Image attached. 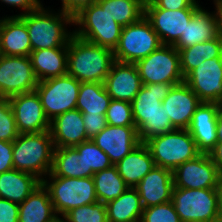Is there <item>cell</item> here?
<instances>
[{
    "label": "cell",
    "mask_w": 222,
    "mask_h": 222,
    "mask_svg": "<svg viewBox=\"0 0 222 222\" xmlns=\"http://www.w3.org/2000/svg\"><path fill=\"white\" fill-rule=\"evenodd\" d=\"M19 17L26 24L32 51L68 47V41L73 35V17L70 14L60 9L56 12L51 7H44L42 3L36 10Z\"/></svg>",
    "instance_id": "1"
},
{
    "label": "cell",
    "mask_w": 222,
    "mask_h": 222,
    "mask_svg": "<svg viewBox=\"0 0 222 222\" xmlns=\"http://www.w3.org/2000/svg\"><path fill=\"white\" fill-rule=\"evenodd\" d=\"M114 62L112 49L93 44L74 34L70 37L67 74L78 81L104 83Z\"/></svg>",
    "instance_id": "2"
},
{
    "label": "cell",
    "mask_w": 222,
    "mask_h": 222,
    "mask_svg": "<svg viewBox=\"0 0 222 222\" xmlns=\"http://www.w3.org/2000/svg\"><path fill=\"white\" fill-rule=\"evenodd\" d=\"M54 149L50 130L21 133L13 141V167L42 181L51 172Z\"/></svg>",
    "instance_id": "3"
},
{
    "label": "cell",
    "mask_w": 222,
    "mask_h": 222,
    "mask_svg": "<svg viewBox=\"0 0 222 222\" xmlns=\"http://www.w3.org/2000/svg\"><path fill=\"white\" fill-rule=\"evenodd\" d=\"M73 26L75 36L112 50L118 45L123 28L108 14L106 6H100L97 2L74 15Z\"/></svg>",
    "instance_id": "4"
},
{
    "label": "cell",
    "mask_w": 222,
    "mask_h": 222,
    "mask_svg": "<svg viewBox=\"0 0 222 222\" xmlns=\"http://www.w3.org/2000/svg\"><path fill=\"white\" fill-rule=\"evenodd\" d=\"M42 184L48 190L58 216H64L74 208L98 202L92 177L46 176Z\"/></svg>",
    "instance_id": "5"
},
{
    "label": "cell",
    "mask_w": 222,
    "mask_h": 222,
    "mask_svg": "<svg viewBox=\"0 0 222 222\" xmlns=\"http://www.w3.org/2000/svg\"><path fill=\"white\" fill-rule=\"evenodd\" d=\"M144 144L148 147L155 166L171 171L201 154L188 129H175L153 137Z\"/></svg>",
    "instance_id": "6"
},
{
    "label": "cell",
    "mask_w": 222,
    "mask_h": 222,
    "mask_svg": "<svg viewBox=\"0 0 222 222\" xmlns=\"http://www.w3.org/2000/svg\"><path fill=\"white\" fill-rule=\"evenodd\" d=\"M171 201L181 222H213L221 218L217 189L173 187Z\"/></svg>",
    "instance_id": "7"
},
{
    "label": "cell",
    "mask_w": 222,
    "mask_h": 222,
    "mask_svg": "<svg viewBox=\"0 0 222 222\" xmlns=\"http://www.w3.org/2000/svg\"><path fill=\"white\" fill-rule=\"evenodd\" d=\"M162 45L158 34L145 15L135 23L124 26L118 45L113 50L115 61L135 64Z\"/></svg>",
    "instance_id": "8"
},
{
    "label": "cell",
    "mask_w": 222,
    "mask_h": 222,
    "mask_svg": "<svg viewBox=\"0 0 222 222\" xmlns=\"http://www.w3.org/2000/svg\"><path fill=\"white\" fill-rule=\"evenodd\" d=\"M142 84L184 82L180 69V54L173 45H161L144 59L135 63Z\"/></svg>",
    "instance_id": "9"
},
{
    "label": "cell",
    "mask_w": 222,
    "mask_h": 222,
    "mask_svg": "<svg viewBox=\"0 0 222 222\" xmlns=\"http://www.w3.org/2000/svg\"><path fill=\"white\" fill-rule=\"evenodd\" d=\"M80 83L69 74L38 82L35 91L49 121L64 112L76 109Z\"/></svg>",
    "instance_id": "10"
},
{
    "label": "cell",
    "mask_w": 222,
    "mask_h": 222,
    "mask_svg": "<svg viewBox=\"0 0 222 222\" xmlns=\"http://www.w3.org/2000/svg\"><path fill=\"white\" fill-rule=\"evenodd\" d=\"M38 82L29 56L0 55V98L35 91Z\"/></svg>",
    "instance_id": "11"
},
{
    "label": "cell",
    "mask_w": 222,
    "mask_h": 222,
    "mask_svg": "<svg viewBox=\"0 0 222 222\" xmlns=\"http://www.w3.org/2000/svg\"><path fill=\"white\" fill-rule=\"evenodd\" d=\"M221 176L209 154L201 153L173 171V183L184 189H217Z\"/></svg>",
    "instance_id": "12"
},
{
    "label": "cell",
    "mask_w": 222,
    "mask_h": 222,
    "mask_svg": "<svg viewBox=\"0 0 222 222\" xmlns=\"http://www.w3.org/2000/svg\"><path fill=\"white\" fill-rule=\"evenodd\" d=\"M197 9L167 10L152 1L145 3V17L152 24L162 45H174Z\"/></svg>",
    "instance_id": "13"
},
{
    "label": "cell",
    "mask_w": 222,
    "mask_h": 222,
    "mask_svg": "<svg viewBox=\"0 0 222 222\" xmlns=\"http://www.w3.org/2000/svg\"><path fill=\"white\" fill-rule=\"evenodd\" d=\"M184 82L201 102L222 103V58L204 60L184 78Z\"/></svg>",
    "instance_id": "14"
},
{
    "label": "cell",
    "mask_w": 222,
    "mask_h": 222,
    "mask_svg": "<svg viewBox=\"0 0 222 222\" xmlns=\"http://www.w3.org/2000/svg\"><path fill=\"white\" fill-rule=\"evenodd\" d=\"M14 112L18 132L40 133L50 130L41 100L36 91L17 94L8 98Z\"/></svg>",
    "instance_id": "15"
},
{
    "label": "cell",
    "mask_w": 222,
    "mask_h": 222,
    "mask_svg": "<svg viewBox=\"0 0 222 222\" xmlns=\"http://www.w3.org/2000/svg\"><path fill=\"white\" fill-rule=\"evenodd\" d=\"M116 165L141 142L135 126L107 125L91 139Z\"/></svg>",
    "instance_id": "16"
},
{
    "label": "cell",
    "mask_w": 222,
    "mask_h": 222,
    "mask_svg": "<svg viewBox=\"0 0 222 222\" xmlns=\"http://www.w3.org/2000/svg\"><path fill=\"white\" fill-rule=\"evenodd\" d=\"M200 104L198 96L185 82L173 85L162 101V106L175 129H188Z\"/></svg>",
    "instance_id": "17"
},
{
    "label": "cell",
    "mask_w": 222,
    "mask_h": 222,
    "mask_svg": "<svg viewBox=\"0 0 222 222\" xmlns=\"http://www.w3.org/2000/svg\"><path fill=\"white\" fill-rule=\"evenodd\" d=\"M219 103L201 102L193 114L188 128L197 149L202 154H209L218 142L217 111Z\"/></svg>",
    "instance_id": "18"
},
{
    "label": "cell",
    "mask_w": 222,
    "mask_h": 222,
    "mask_svg": "<svg viewBox=\"0 0 222 222\" xmlns=\"http://www.w3.org/2000/svg\"><path fill=\"white\" fill-rule=\"evenodd\" d=\"M104 85L111 99L129 103L143 86L135 64L117 61L112 64Z\"/></svg>",
    "instance_id": "19"
},
{
    "label": "cell",
    "mask_w": 222,
    "mask_h": 222,
    "mask_svg": "<svg viewBox=\"0 0 222 222\" xmlns=\"http://www.w3.org/2000/svg\"><path fill=\"white\" fill-rule=\"evenodd\" d=\"M173 187V171L154 166L134 188L143 208H148L171 201Z\"/></svg>",
    "instance_id": "20"
},
{
    "label": "cell",
    "mask_w": 222,
    "mask_h": 222,
    "mask_svg": "<svg viewBox=\"0 0 222 222\" xmlns=\"http://www.w3.org/2000/svg\"><path fill=\"white\" fill-rule=\"evenodd\" d=\"M214 11L199 7L186 25L184 33L173 45L178 51L219 36V20L216 6Z\"/></svg>",
    "instance_id": "21"
},
{
    "label": "cell",
    "mask_w": 222,
    "mask_h": 222,
    "mask_svg": "<svg viewBox=\"0 0 222 222\" xmlns=\"http://www.w3.org/2000/svg\"><path fill=\"white\" fill-rule=\"evenodd\" d=\"M50 132L54 147H74L90 140L84 127L82 112L69 110L50 121Z\"/></svg>",
    "instance_id": "22"
},
{
    "label": "cell",
    "mask_w": 222,
    "mask_h": 222,
    "mask_svg": "<svg viewBox=\"0 0 222 222\" xmlns=\"http://www.w3.org/2000/svg\"><path fill=\"white\" fill-rule=\"evenodd\" d=\"M31 42L25 22L19 16H3L0 21V55L29 56Z\"/></svg>",
    "instance_id": "23"
},
{
    "label": "cell",
    "mask_w": 222,
    "mask_h": 222,
    "mask_svg": "<svg viewBox=\"0 0 222 222\" xmlns=\"http://www.w3.org/2000/svg\"><path fill=\"white\" fill-rule=\"evenodd\" d=\"M172 87L173 84L167 83L146 84L141 87L131 102L136 129L156 112Z\"/></svg>",
    "instance_id": "24"
},
{
    "label": "cell",
    "mask_w": 222,
    "mask_h": 222,
    "mask_svg": "<svg viewBox=\"0 0 222 222\" xmlns=\"http://www.w3.org/2000/svg\"><path fill=\"white\" fill-rule=\"evenodd\" d=\"M115 166L125 184L134 188L155 164L148 147L140 143Z\"/></svg>",
    "instance_id": "25"
},
{
    "label": "cell",
    "mask_w": 222,
    "mask_h": 222,
    "mask_svg": "<svg viewBox=\"0 0 222 222\" xmlns=\"http://www.w3.org/2000/svg\"><path fill=\"white\" fill-rule=\"evenodd\" d=\"M67 54L68 47L32 51L29 57L38 81L67 74Z\"/></svg>",
    "instance_id": "26"
},
{
    "label": "cell",
    "mask_w": 222,
    "mask_h": 222,
    "mask_svg": "<svg viewBox=\"0 0 222 222\" xmlns=\"http://www.w3.org/2000/svg\"><path fill=\"white\" fill-rule=\"evenodd\" d=\"M40 184L33 174L12 169L0 173V197L21 204Z\"/></svg>",
    "instance_id": "27"
},
{
    "label": "cell",
    "mask_w": 222,
    "mask_h": 222,
    "mask_svg": "<svg viewBox=\"0 0 222 222\" xmlns=\"http://www.w3.org/2000/svg\"><path fill=\"white\" fill-rule=\"evenodd\" d=\"M57 216L50 194L43 184L19 204V222H51Z\"/></svg>",
    "instance_id": "28"
},
{
    "label": "cell",
    "mask_w": 222,
    "mask_h": 222,
    "mask_svg": "<svg viewBox=\"0 0 222 222\" xmlns=\"http://www.w3.org/2000/svg\"><path fill=\"white\" fill-rule=\"evenodd\" d=\"M108 222H140L143 206L135 188L128 187L106 204Z\"/></svg>",
    "instance_id": "29"
},
{
    "label": "cell",
    "mask_w": 222,
    "mask_h": 222,
    "mask_svg": "<svg viewBox=\"0 0 222 222\" xmlns=\"http://www.w3.org/2000/svg\"><path fill=\"white\" fill-rule=\"evenodd\" d=\"M110 101L111 97L104 83H80L76 109L82 112V115H105Z\"/></svg>",
    "instance_id": "30"
},
{
    "label": "cell",
    "mask_w": 222,
    "mask_h": 222,
    "mask_svg": "<svg viewBox=\"0 0 222 222\" xmlns=\"http://www.w3.org/2000/svg\"><path fill=\"white\" fill-rule=\"evenodd\" d=\"M180 69L185 78L194 68L204 60L222 58V38L207 40L179 50Z\"/></svg>",
    "instance_id": "31"
},
{
    "label": "cell",
    "mask_w": 222,
    "mask_h": 222,
    "mask_svg": "<svg viewBox=\"0 0 222 222\" xmlns=\"http://www.w3.org/2000/svg\"><path fill=\"white\" fill-rule=\"evenodd\" d=\"M47 176L85 177V162L74 147L55 148L51 172Z\"/></svg>",
    "instance_id": "32"
},
{
    "label": "cell",
    "mask_w": 222,
    "mask_h": 222,
    "mask_svg": "<svg viewBox=\"0 0 222 222\" xmlns=\"http://www.w3.org/2000/svg\"><path fill=\"white\" fill-rule=\"evenodd\" d=\"M92 178L97 199L105 204L118 198L128 188L115 165L94 173Z\"/></svg>",
    "instance_id": "33"
},
{
    "label": "cell",
    "mask_w": 222,
    "mask_h": 222,
    "mask_svg": "<svg viewBox=\"0 0 222 222\" xmlns=\"http://www.w3.org/2000/svg\"><path fill=\"white\" fill-rule=\"evenodd\" d=\"M97 3L106 6L108 14L123 27L145 15L144 0H97Z\"/></svg>",
    "instance_id": "34"
},
{
    "label": "cell",
    "mask_w": 222,
    "mask_h": 222,
    "mask_svg": "<svg viewBox=\"0 0 222 222\" xmlns=\"http://www.w3.org/2000/svg\"><path fill=\"white\" fill-rule=\"evenodd\" d=\"M79 155H83L85 162V177H92L94 173L111 167L109 156L91 139L74 146Z\"/></svg>",
    "instance_id": "35"
},
{
    "label": "cell",
    "mask_w": 222,
    "mask_h": 222,
    "mask_svg": "<svg viewBox=\"0 0 222 222\" xmlns=\"http://www.w3.org/2000/svg\"><path fill=\"white\" fill-rule=\"evenodd\" d=\"M175 130L172 126L169 116L165 112L162 103L154 114L145 120V122L137 129L138 137L141 143Z\"/></svg>",
    "instance_id": "36"
},
{
    "label": "cell",
    "mask_w": 222,
    "mask_h": 222,
    "mask_svg": "<svg viewBox=\"0 0 222 222\" xmlns=\"http://www.w3.org/2000/svg\"><path fill=\"white\" fill-rule=\"evenodd\" d=\"M63 217L67 222H108L106 205L99 201L74 208Z\"/></svg>",
    "instance_id": "37"
},
{
    "label": "cell",
    "mask_w": 222,
    "mask_h": 222,
    "mask_svg": "<svg viewBox=\"0 0 222 222\" xmlns=\"http://www.w3.org/2000/svg\"><path fill=\"white\" fill-rule=\"evenodd\" d=\"M107 125L135 126L131 103L111 99L105 114Z\"/></svg>",
    "instance_id": "38"
},
{
    "label": "cell",
    "mask_w": 222,
    "mask_h": 222,
    "mask_svg": "<svg viewBox=\"0 0 222 222\" xmlns=\"http://www.w3.org/2000/svg\"><path fill=\"white\" fill-rule=\"evenodd\" d=\"M19 134L10 101L0 98V140L13 142Z\"/></svg>",
    "instance_id": "39"
},
{
    "label": "cell",
    "mask_w": 222,
    "mask_h": 222,
    "mask_svg": "<svg viewBox=\"0 0 222 222\" xmlns=\"http://www.w3.org/2000/svg\"><path fill=\"white\" fill-rule=\"evenodd\" d=\"M140 222H181L172 201L143 208Z\"/></svg>",
    "instance_id": "40"
},
{
    "label": "cell",
    "mask_w": 222,
    "mask_h": 222,
    "mask_svg": "<svg viewBox=\"0 0 222 222\" xmlns=\"http://www.w3.org/2000/svg\"><path fill=\"white\" fill-rule=\"evenodd\" d=\"M87 137L92 139L107 126L105 115H82Z\"/></svg>",
    "instance_id": "41"
},
{
    "label": "cell",
    "mask_w": 222,
    "mask_h": 222,
    "mask_svg": "<svg viewBox=\"0 0 222 222\" xmlns=\"http://www.w3.org/2000/svg\"><path fill=\"white\" fill-rule=\"evenodd\" d=\"M152 2L158 7L167 10H179V9H198L202 6L200 0H152Z\"/></svg>",
    "instance_id": "42"
},
{
    "label": "cell",
    "mask_w": 222,
    "mask_h": 222,
    "mask_svg": "<svg viewBox=\"0 0 222 222\" xmlns=\"http://www.w3.org/2000/svg\"><path fill=\"white\" fill-rule=\"evenodd\" d=\"M19 204L0 198V222H19Z\"/></svg>",
    "instance_id": "43"
},
{
    "label": "cell",
    "mask_w": 222,
    "mask_h": 222,
    "mask_svg": "<svg viewBox=\"0 0 222 222\" xmlns=\"http://www.w3.org/2000/svg\"><path fill=\"white\" fill-rule=\"evenodd\" d=\"M1 5L4 3L8 7H15L14 9L19 10L17 14L11 16H20L23 14L30 13L31 11L36 10L41 4V0H0Z\"/></svg>",
    "instance_id": "44"
},
{
    "label": "cell",
    "mask_w": 222,
    "mask_h": 222,
    "mask_svg": "<svg viewBox=\"0 0 222 222\" xmlns=\"http://www.w3.org/2000/svg\"><path fill=\"white\" fill-rule=\"evenodd\" d=\"M14 169L13 142L0 140V173Z\"/></svg>",
    "instance_id": "45"
},
{
    "label": "cell",
    "mask_w": 222,
    "mask_h": 222,
    "mask_svg": "<svg viewBox=\"0 0 222 222\" xmlns=\"http://www.w3.org/2000/svg\"><path fill=\"white\" fill-rule=\"evenodd\" d=\"M97 0H61V11L70 14L72 17L81 9L96 3Z\"/></svg>",
    "instance_id": "46"
},
{
    "label": "cell",
    "mask_w": 222,
    "mask_h": 222,
    "mask_svg": "<svg viewBox=\"0 0 222 222\" xmlns=\"http://www.w3.org/2000/svg\"><path fill=\"white\" fill-rule=\"evenodd\" d=\"M213 163L222 175V142H217L214 149L209 153Z\"/></svg>",
    "instance_id": "47"
},
{
    "label": "cell",
    "mask_w": 222,
    "mask_h": 222,
    "mask_svg": "<svg viewBox=\"0 0 222 222\" xmlns=\"http://www.w3.org/2000/svg\"><path fill=\"white\" fill-rule=\"evenodd\" d=\"M217 137L218 142H222V103L219 104L217 111Z\"/></svg>",
    "instance_id": "48"
},
{
    "label": "cell",
    "mask_w": 222,
    "mask_h": 222,
    "mask_svg": "<svg viewBox=\"0 0 222 222\" xmlns=\"http://www.w3.org/2000/svg\"><path fill=\"white\" fill-rule=\"evenodd\" d=\"M213 6H216L217 9L218 20H219V35L222 38V3L214 4Z\"/></svg>",
    "instance_id": "49"
},
{
    "label": "cell",
    "mask_w": 222,
    "mask_h": 222,
    "mask_svg": "<svg viewBox=\"0 0 222 222\" xmlns=\"http://www.w3.org/2000/svg\"><path fill=\"white\" fill-rule=\"evenodd\" d=\"M217 192H218L219 211L222 217V176L220 177V180L217 186Z\"/></svg>",
    "instance_id": "50"
},
{
    "label": "cell",
    "mask_w": 222,
    "mask_h": 222,
    "mask_svg": "<svg viewBox=\"0 0 222 222\" xmlns=\"http://www.w3.org/2000/svg\"><path fill=\"white\" fill-rule=\"evenodd\" d=\"M51 222H67L63 216H57Z\"/></svg>",
    "instance_id": "51"
},
{
    "label": "cell",
    "mask_w": 222,
    "mask_h": 222,
    "mask_svg": "<svg viewBox=\"0 0 222 222\" xmlns=\"http://www.w3.org/2000/svg\"><path fill=\"white\" fill-rule=\"evenodd\" d=\"M213 3L214 4H219V3H222V0H213Z\"/></svg>",
    "instance_id": "52"
},
{
    "label": "cell",
    "mask_w": 222,
    "mask_h": 222,
    "mask_svg": "<svg viewBox=\"0 0 222 222\" xmlns=\"http://www.w3.org/2000/svg\"><path fill=\"white\" fill-rule=\"evenodd\" d=\"M213 222H222V217L217 219V220H215V221H213Z\"/></svg>",
    "instance_id": "53"
},
{
    "label": "cell",
    "mask_w": 222,
    "mask_h": 222,
    "mask_svg": "<svg viewBox=\"0 0 222 222\" xmlns=\"http://www.w3.org/2000/svg\"><path fill=\"white\" fill-rule=\"evenodd\" d=\"M152 0H144V2L146 3V2H151Z\"/></svg>",
    "instance_id": "54"
}]
</instances>
